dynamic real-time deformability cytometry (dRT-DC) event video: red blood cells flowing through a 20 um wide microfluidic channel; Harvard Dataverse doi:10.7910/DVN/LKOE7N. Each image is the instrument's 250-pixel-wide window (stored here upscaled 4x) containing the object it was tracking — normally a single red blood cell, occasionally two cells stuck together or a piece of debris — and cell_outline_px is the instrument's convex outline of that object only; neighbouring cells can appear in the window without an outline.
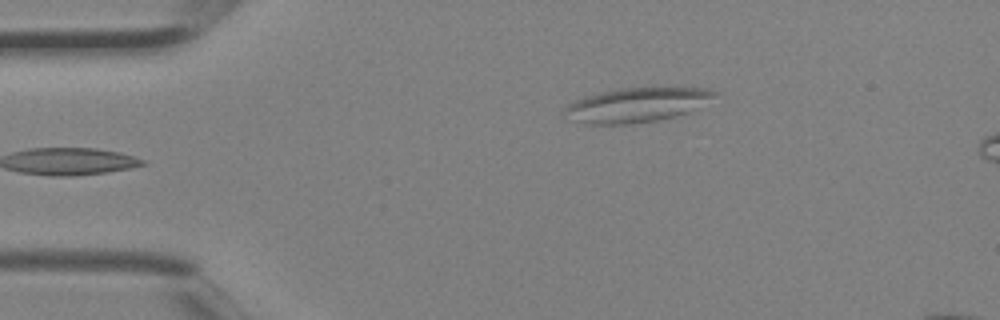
{"species": "Egyptian fruit bat (a non-hibernating species)", "species_latin": "Rousettus aegyptiacus", "temperature_condition": "room temperature", "stored_images_in_passage": 3, "camera_frame_rate_fps": 3000, "um_per_image_px": 0.085, "animal": {"sex": "female"}, "frame": {"image": 1, "passage_image": 3, "time_ms": 0.667, "image_size_px": [1000, 320], "cell_outline_px": [[716, 92], [712, 96], [688, 112], [676, 116], [656, 120], [632, 124], [584, 124], [572, 120], [564, 108], [568, 104], [584, 96], [600, 92], [620, 88], [708, 88]], "centroid_in_image_um": [54.04, 8.92], "position_along_channel_um": 31.0, "area_um2": 29.36}}